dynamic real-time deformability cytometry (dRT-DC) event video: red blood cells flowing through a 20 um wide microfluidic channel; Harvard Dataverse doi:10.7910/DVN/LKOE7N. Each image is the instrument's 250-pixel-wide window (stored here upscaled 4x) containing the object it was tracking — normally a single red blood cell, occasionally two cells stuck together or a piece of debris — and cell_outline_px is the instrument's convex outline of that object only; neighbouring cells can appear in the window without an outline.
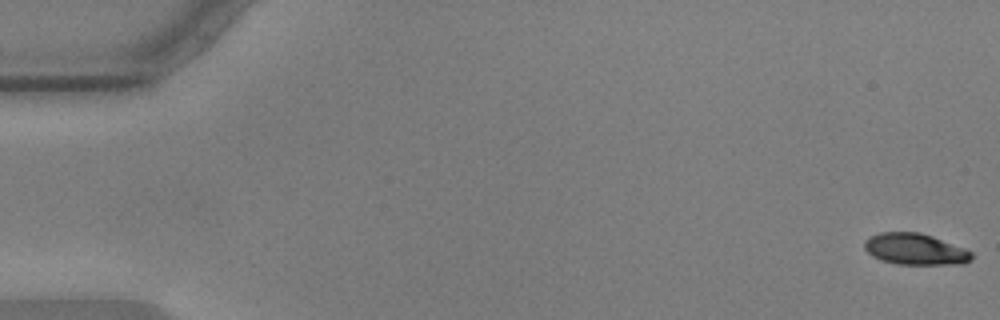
{"species": "common noctule bat (a hibernating species)", "species_latin": "Nyctalus noctula", "temperature_condition": "warm", "stored_images_in_passage": 57, "camera_frame_rate_fps": 3000, "um_per_image_px": 0.085, "animal": {"sex": "male", "body_mass_g": 17.9, "forearm_length_mm": 54.2}, "frame": {"image": 1, "passage_image": 1, "time_ms": 0.0, "image_size_px": [1000, 320], "cell_outline_px": [[972, 260], [964, 264], [896, 264], [880, 260], [872, 256], [864, 248], [864, 240], [880, 232], [920, 232], [932, 236], [964, 248], [972, 252]], "centroid_in_image_um": [77.78, 21.18], "position_along_channel_um": 7.2, "area_um2": 19.59}}
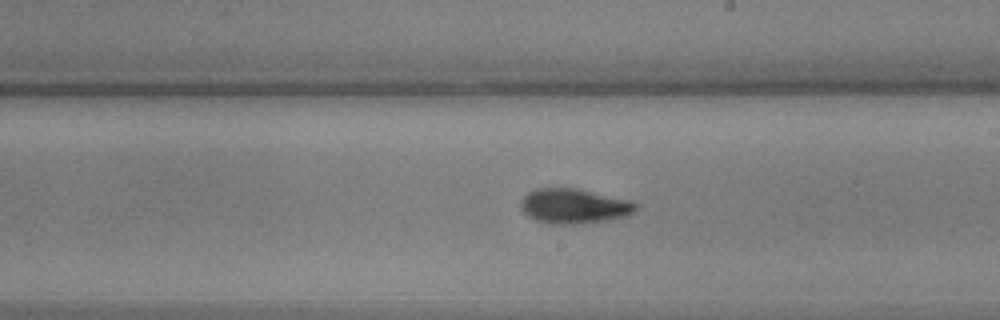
{"frame": {"image": 2, "passage_image": 33, "time_ms": 10.667, "image_size_px": [1000, 320], "cell_outline_px": [[636, 208], [628, 216], [604, 220], [572, 224], [548, 224], [536, 220], [528, 216], [520, 208], [520, 200], [528, 192], [536, 188], [576, 188], [632, 200], [636, 204]], "centroid_in_image_um": [48.75, 17.51], "position_along_channel_um": 240.2, "area_um2": 23.35}}
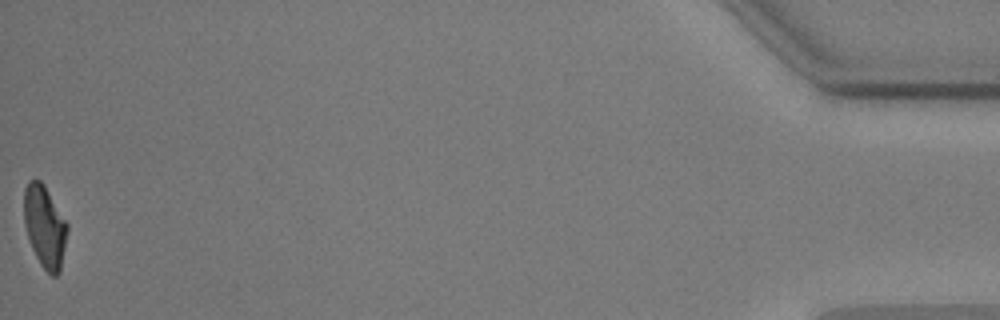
{"frame": {"image": 3, "passage_image": 57, "time_ms": 18.667, "image_size_px": [1000, 320], "cell_outline_px": [[68, 232], [60, 272], [56, 276], [52, 276], [40, 264], [32, 248], [24, 224], [24, 188], [28, 180], [40, 180], [44, 184], [68, 224]], "centroid_in_image_um": [3.81, 19.25], "position_along_channel_um": 431.4, "area_um2": 20.75}, "authors_computed_cell_mechanics": {"area_um2": 21.6172, "velocity_mm_per_s": 3.5716, "shape_relaxation_time_tau1_ms": 4.2728, "shape_relaxation_time_tau2_ms": 1.464, "deformation_change_tau1": 0.1698, "deformation_change_tau2": 0.0637}}